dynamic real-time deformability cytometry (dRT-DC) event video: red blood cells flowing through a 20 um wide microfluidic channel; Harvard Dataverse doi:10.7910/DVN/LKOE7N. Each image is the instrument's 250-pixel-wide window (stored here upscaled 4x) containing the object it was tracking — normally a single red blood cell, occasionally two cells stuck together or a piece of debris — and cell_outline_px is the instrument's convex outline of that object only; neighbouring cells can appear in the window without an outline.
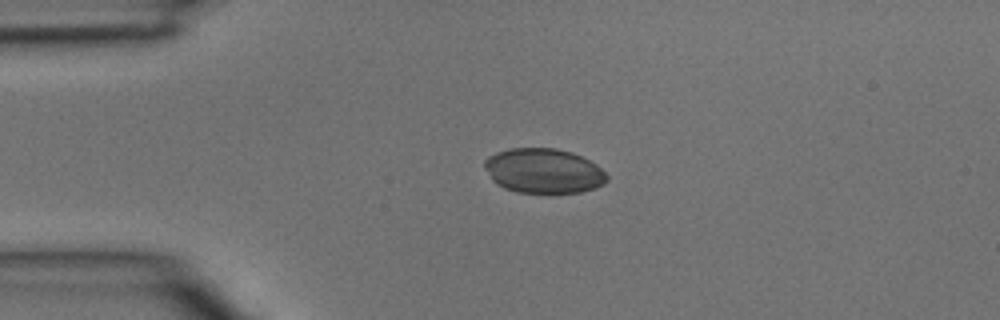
{"species": "common noctule bat (a hibernating species)", "species_latin": "Nyctalus noctula", "temperature_condition": "room temperature", "stored_images_in_passage": 2, "camera_frame_rate_fps": 3000, "um_per_image_px": 0.085, "animal": {"sex": "male", "body_mass_g": 15.6}, "frame": {"image": 1, "passage_image": 1, "time_ms": 0.0, "image_size_px": [1000, 320], "cell_outline_px": [[608, 180], [604, 184], [580, 192], [516, 192], [504, 188], [496, 184], [492, 180], [484, 168], [484, 160], [488, 156], [496, 152], [512, 148], [556, 148], [572, 152], [596, 164], [608, 176]], "centroid_in_image_um": [46.17, 14.51], "position_along_channel_um": 38.8, "area_um2": 31.85}}
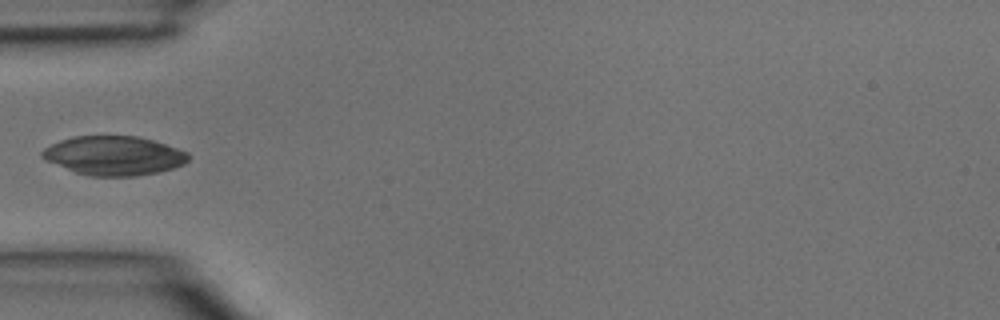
{"frame": {"image": 2, "passage_image": 2, "time_ms": 0.333, "image_size_px": [1000, 320], "cell_outline_px": [[188, 160], [184, 164], [160, 172], [136, 176], [88, 176], [76, 172], [48, 160], [40, 156], [40, 152], [44, 148], [60, 140], [72, 136], [136, 136], [152, 140], [188, 152]], "centroid_in_image_um": [9.68, 13.23], "position_along_channel_um": 75.3, "area_um2": 33.06}}